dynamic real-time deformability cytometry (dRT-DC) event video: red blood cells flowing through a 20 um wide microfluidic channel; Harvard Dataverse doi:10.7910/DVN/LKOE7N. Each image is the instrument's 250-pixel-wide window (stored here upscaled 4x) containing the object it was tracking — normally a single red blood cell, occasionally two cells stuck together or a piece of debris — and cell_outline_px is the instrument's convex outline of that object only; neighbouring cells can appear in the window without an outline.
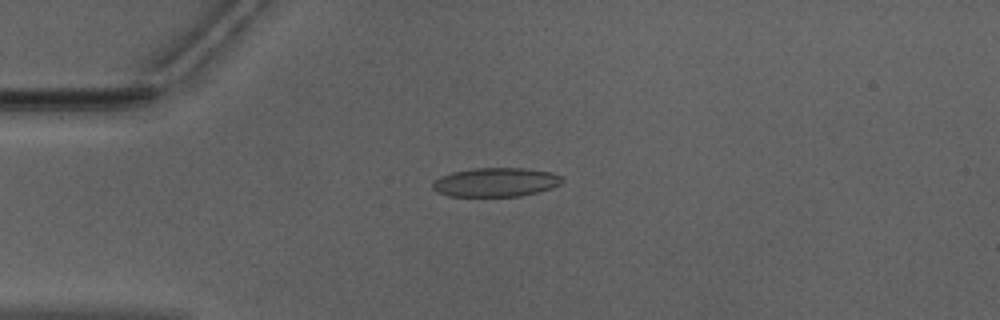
{"species": "Egyptian fruit bat (a non-hibernating species)", "species_latin": "Rousettus aegyptiacus", "temperature_condition": "warm", "stored_images_in_passage": 41, "camera_frame_rate_fps": 3000, "um_per_image_px": 0.085, "animal": {"sex": "male"}, "frame": {"image": 1, "passage_image": 2, "time_ms": 0.333, "image_size_px": [1000, 320], "cell_outline_px": [[564, 180], [560, 184], [552, 188], [540, 192], [520, 196], [448, 196], [436, 192], [432, 188], [432, 184], [440, 176], [452, 172], [476, 168], [524, 168], [552, 172], [560, 176]], "centroid_in_image_um": [42.15, 15.49], "position_along_channel_um": 42.9, "area_um2": 21.96}}
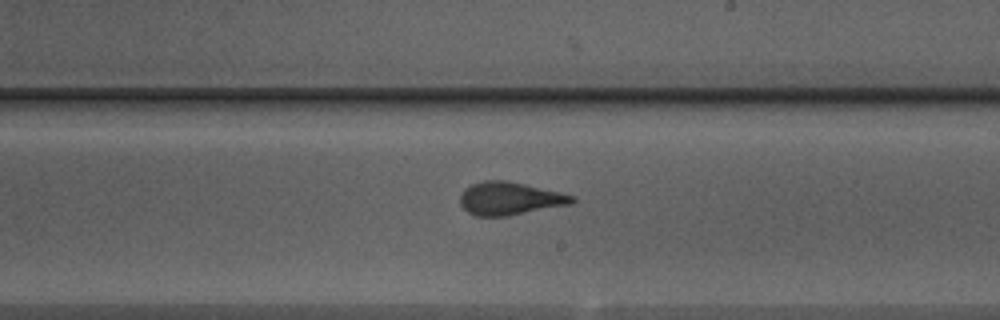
{"frame": {"image": 2, "passage_image": 19, "time_ms": 6.0, "image_size_px": [1000, 320], "cell_outline_px": [[576, 200], [572, 204], [508, 216], [476, 216], [468, 212], [460, 204], [460, 196], [464, 188], [472, 184], [484, 180], [504, 180], [524, 184], [560, 192], [572, 196]], "centroid_in_image_um": [43.31, 16.88], "position_along_channel_um": 245.7, "area_um2": 21.44}}
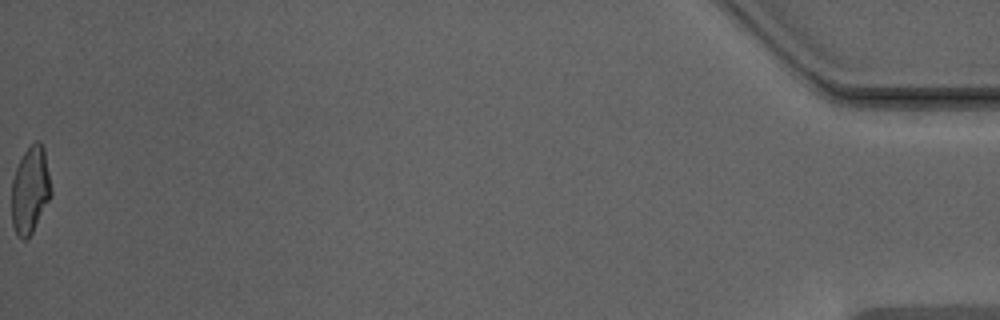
{"frame": {"image": 3, "passage_image": 41, "time_ms": 13.333, "image_size_px": [1000, 320], "cell_outline_px": [[52, 196], [32, 232], [24, 240], [16, 232], [12, 224], [12, 180], [16, 168], [24, 152], [36, 140], [40, 140], [44, 148], [52, 188]], "centroid_in_image_um": [2.59, 16.12], "position_along_channel_um": 432.6, "area_um2": 19.94}, "authors_computed_cell_mechanics": {"area_um2": 21.2704, "velocity_mm_per_s": 3.982, "shape_relaxation_time_tau1_ms": 8.6459, "shape_relaxation_time_tau2_ms": 1.0516, "deformation_change_tau1": 0.2343, "deformation_change_tau2": 0.0842}}